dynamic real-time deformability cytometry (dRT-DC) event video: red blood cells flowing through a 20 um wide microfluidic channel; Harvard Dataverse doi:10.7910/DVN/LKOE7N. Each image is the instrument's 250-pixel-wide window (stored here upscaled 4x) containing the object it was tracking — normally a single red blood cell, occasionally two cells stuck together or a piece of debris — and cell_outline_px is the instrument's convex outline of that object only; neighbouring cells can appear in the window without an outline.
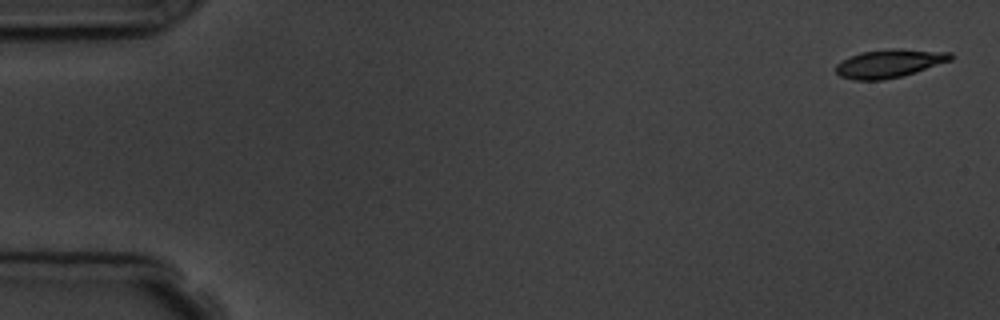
{"species": "common noctule bat (a hibernating species)", "species_latin": "Nyctalus noctula", "temperature_condition": "room temperature", "stored_images_in_passage": 5, "segment_of_instrument_passage": [2, 2], "camera_frame_rate_fps": 3000, "um_per_image_px": 0.085, "animal": {"sex": "male", "body_mass_g": 19.5, "forearm_length_mm": 54.6}, "frame": {"image": 1, "passage_image": 5, "time_ms": 4.667, "image_size_px": [1000, 320], "cell_outline_px": [[952, 60], [916, 72], [900, 76], [880, 80], [852, 80], [840, 76], [836, 72], [836, 64], [860, 52], [892, 48], [896, 48], [952, 52]], "centroid_in_image_um": [75.61, 5.38], "position_along_channel_um": 9.4, "area_um2": 18.84}}